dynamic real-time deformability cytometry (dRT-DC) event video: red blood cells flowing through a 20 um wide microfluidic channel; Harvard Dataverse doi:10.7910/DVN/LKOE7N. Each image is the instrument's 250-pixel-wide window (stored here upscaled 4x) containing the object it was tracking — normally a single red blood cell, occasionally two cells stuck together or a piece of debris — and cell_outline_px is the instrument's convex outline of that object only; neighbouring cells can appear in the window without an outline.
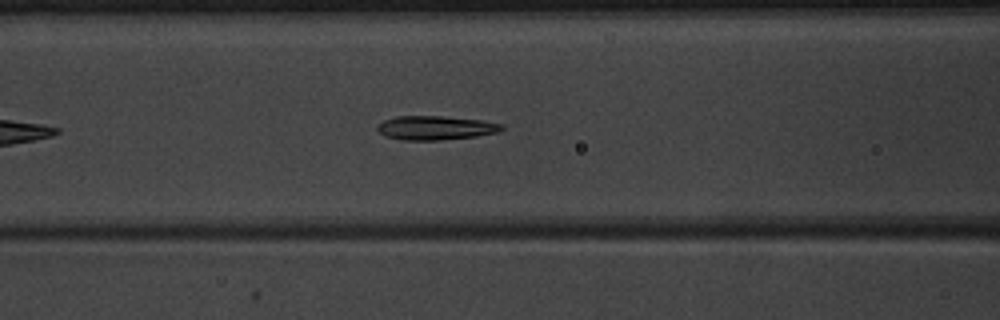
{"species": "common noctule bat (a hibernating species)", "species_latin": "Nyctalus noctula", "temperature_condition": "warm", "stored_images_in_passage": 20, "camera_frame_rate_fps": 3000, "um_per_image_px": 0.085, "animal": {"sex": "male", "body_mass_g": 20.1, "forearm_length_mm": 53.5}, "frame": {"image": 1, "passage_image": 9, "time_ms": 2.667, "image_size_px": [1000, 320], "cell_outline_px": [[504, 128], [500, 132], [476, 136], [440, 140], [400, 140], [384, 136], [376, 128], [376, 124], [384, 120], [396, 116], [440, 116], [480, 120], [504, 124]], "centroid_in_image_um": [37.0, 10.87], "position_along_channel_um": 129.6, "area_um2": 17.51}}
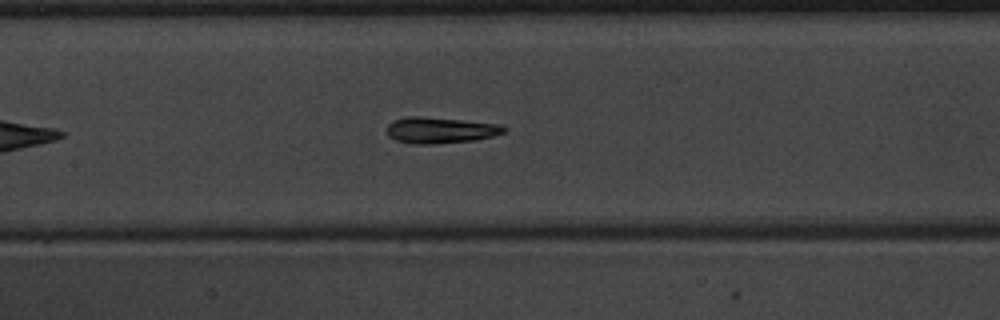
{"frame": {"image": 2, "passage_image": 12, "time_ms": 3.667, "image_size_px": [1000, 320], "cell_outline_px": [[508, 128], [504, 132], [492, 136], [472, 140], [432, 144], [412, 144], [396, 140], [388, 136], [388, 124], [392, 120], [408, 116], [420, 116], [500, 124]], "centroid_in_image_um": [37.39, 11.06], "position_along_channel_um": 170.0, "area_um2": 17.69}}
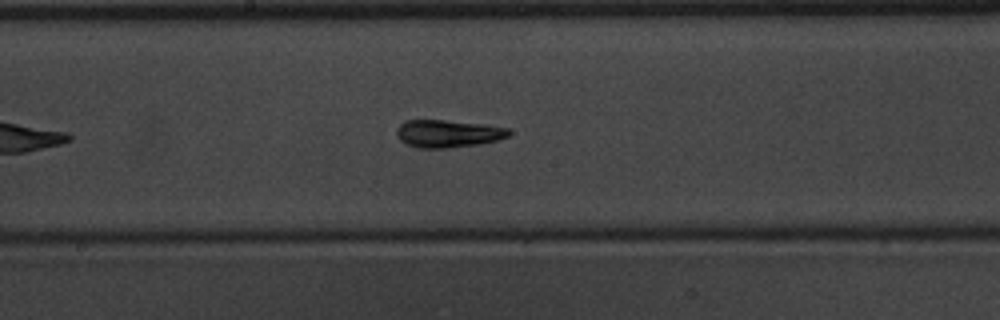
{"frame": {"image": 3, "passage_image": 15, "time_ms": 4.667, "image_size_px": [1000, 320], "cell_outline_px": [[512, 132], [508, 136], [496, 140], [480, 144], [448, 148], [416, 148], [400, 140], [396, 136], [396, 128], [404, 120], [444, 120], [484, 124], [508, 128]], "centroid_in_image_um": [38.05, 11.35], "position_along_channel_um": 210.2, "area_um2": 18.15}}